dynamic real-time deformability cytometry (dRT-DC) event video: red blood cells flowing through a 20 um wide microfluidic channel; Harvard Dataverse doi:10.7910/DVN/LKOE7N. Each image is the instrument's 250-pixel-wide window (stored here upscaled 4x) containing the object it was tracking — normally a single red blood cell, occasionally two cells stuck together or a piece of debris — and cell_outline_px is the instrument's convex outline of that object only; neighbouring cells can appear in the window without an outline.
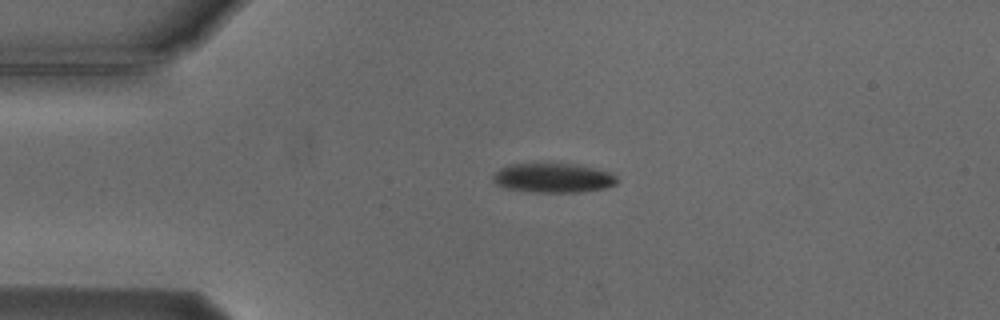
{"species": "Egyptian fruit bat (a non-hibernating species)", "species_latin": "Rousettus aegyptiacus", "temperature_condition": "cold", "stored_images_in_passage": 3, "camera_frame_rate_fps": 3000, "um_per_image_px": 0.085, "animal": {"sex": "male"}, "frame": {"image": 1, "passage_image": 1, "time_ms": 0.0, "image_size_px": [1000, 320], "cell_outline_px": [[616, 184], [604, 188], [580, 192], [528, 192], [504, 188], [496, 184], [492, 180], [492, 176], [500, 168], [512, 164], [576, 164], [608, 172], [616, 176]], "centroid_in_image_um": [46.96, 15.14], "position_along_channel_um": 38.0, "area_um2": 21.1}}
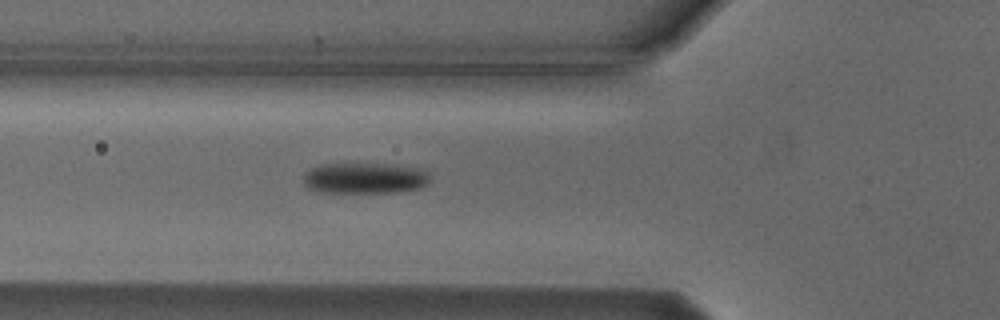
{"frame": {"image": 2, "passage_image": 3, "time_ms": 2.333, "image_size_px": [1000, 320], "cell_outline_px": [[428, 184], [420, 188], [400, 192], [320, 192], [308, 188], [304, 184], [304, 172], [320, 164], [396, 164], [420, 168], [428, 172]], "centroid_in_image_um": [31.02, 15.14], "position_along_channel_um": 94.8, "area_um2": 22.95}}